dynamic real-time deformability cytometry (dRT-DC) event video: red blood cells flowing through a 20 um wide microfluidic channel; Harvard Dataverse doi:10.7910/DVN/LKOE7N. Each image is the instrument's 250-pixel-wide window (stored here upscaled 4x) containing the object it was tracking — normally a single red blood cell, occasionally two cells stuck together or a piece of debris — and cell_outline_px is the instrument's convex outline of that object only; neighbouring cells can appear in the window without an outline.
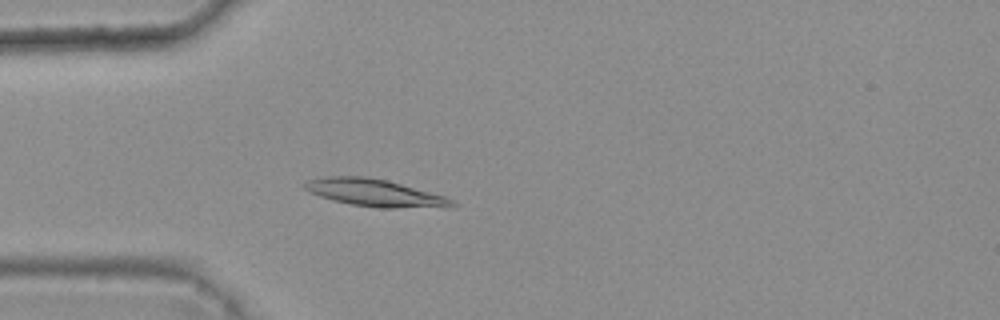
{"species": "common noctule bat (a hibernating species)", "species_latin": "Nyctalus noctula", "temperature_condition": "warm", "stored_images_in_passage": 4, "camera_frame_rate_fps": 3000, "um_per_image_px": 0.085, "animal": {"sex": "female", "body_mass_g": 25.1}, "frame": {"image": 1, "passage_image": 4, "time_ms": 1.0, "image_size_px": [1000, 320], "cell_outline_px": [[460, 204], [456, 208], [380, 208], [352, 204], [332, 200], [308, 192], [300, 184], [304, 180], [324, 176], [364, 176], [388, 180], [444, 196]], "centroid_in_image_um": [31.88, 16.4], "position_along_channel_um": 53.1, "area_um2": 23.99}}